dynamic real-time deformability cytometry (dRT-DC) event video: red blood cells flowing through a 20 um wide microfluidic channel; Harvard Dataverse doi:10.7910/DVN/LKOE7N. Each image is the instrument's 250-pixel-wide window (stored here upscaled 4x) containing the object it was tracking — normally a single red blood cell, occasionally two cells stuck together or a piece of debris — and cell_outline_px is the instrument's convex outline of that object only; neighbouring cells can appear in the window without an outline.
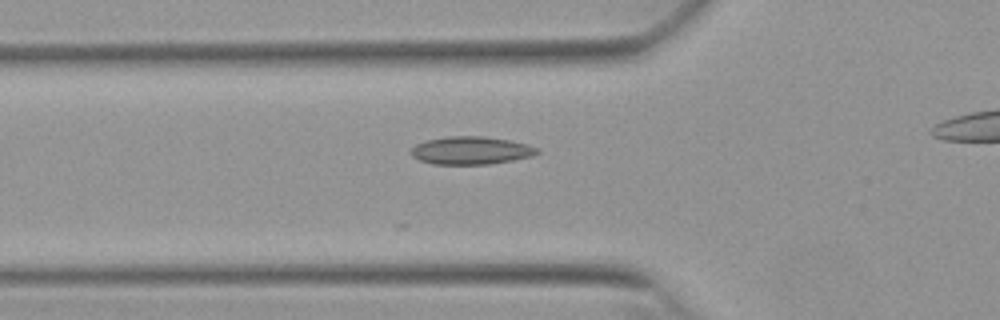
{"species": "Egyptian fruit bat (a non-hibernating species)", "species_latin": "Rousettus aegyptiacus", "temperature_condition": "warm", "stored_images_in_passage": 15, "segment_of_instrument_passage": [1, 2], "camera_frame_rate_fps": 3000, "um_per_image_px": 0.085, "animal": {"sex": "female"}, "frame": {"image": 1, "passage_image": 13, "time_ms": 4.0, "image_size_px": [1000, 320], "cell_outline_px": [[540, 152], [532, 156], [512, 160], [488, 164], [432, 164], [420, 160], [412, 156], [408, 152], [416, 144], [428, 140], [448, 136], [484, 136], [508, 140], [528, 144], [540, 148]], "centroid_in_image_um": [40.04, 12.79], "position_along_channel_um": 85.8, "area_um2": 20.52}}